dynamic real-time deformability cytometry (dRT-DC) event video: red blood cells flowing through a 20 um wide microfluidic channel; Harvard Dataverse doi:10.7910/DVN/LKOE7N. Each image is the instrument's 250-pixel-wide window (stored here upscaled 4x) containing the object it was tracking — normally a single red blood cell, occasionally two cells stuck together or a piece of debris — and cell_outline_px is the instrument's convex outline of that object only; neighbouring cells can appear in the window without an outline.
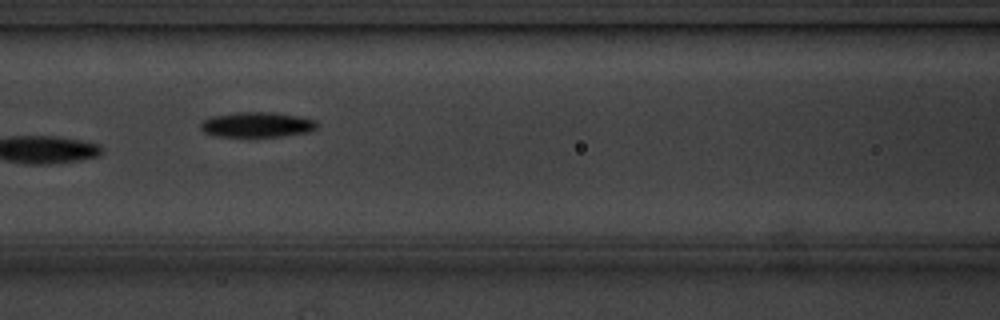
{"species": "common noctule bat (a hibernating species)", "species_latin": "Nyctalus noctula", "temperature_condition": "cold", "stored_images_in_passage": 10, "camera_frame_rate_fps": 3000, "um_per_image_px": 0.085, "animal": {"sex": "male", "body_mass_g": 20.1, "forearm_length_mm": 53.5}, "frame": {"image": 1, "passage_image": 6, "time_ms": 5.667, "image_size_px": [1000, 320], "cell_outline_px": [[320, 124], [312, 132], [280, 136], [216, 136], [204, 132], [200, 128], [200, 124], [208, 116], [236, 112], [272, 112], [300, 116], [316, 120]], "centroid_in_image_um": [21.87, 10.58], "position_along_channel_um": 144.7, "area_um2": 17.28}}